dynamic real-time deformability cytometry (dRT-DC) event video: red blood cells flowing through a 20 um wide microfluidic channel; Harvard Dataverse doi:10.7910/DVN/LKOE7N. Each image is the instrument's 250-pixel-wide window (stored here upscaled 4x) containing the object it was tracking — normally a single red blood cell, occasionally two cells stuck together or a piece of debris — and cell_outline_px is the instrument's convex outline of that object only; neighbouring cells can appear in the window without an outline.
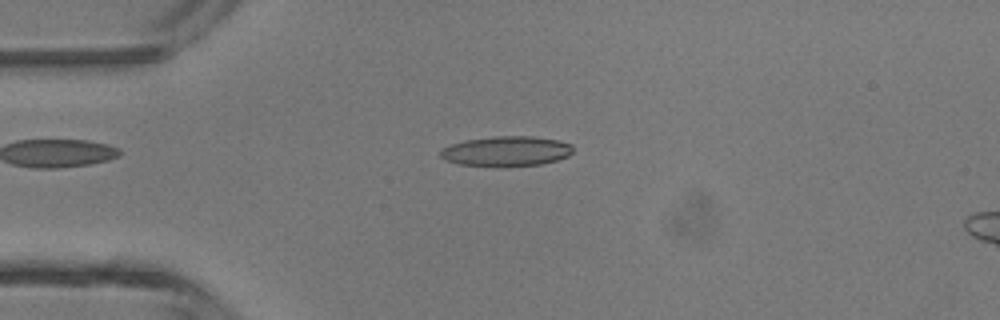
{"species": "common noctule bat (a hibernating species)", "species_latin": "Nyctalus noctula", "temperature_condition": "room temperature", "stored_images_in_passage": 3, "camera_frame_rate_fps": 3000, "um_per_image_px": 0.085, "animal": {"sex": "male", "body_mass_g": 13.3}, "frame": {"image": 1, "passage_image": 2, "time_ms": 0.333, "image_size_px": [1000, 320], "cell_outline_px": [[572, 152], [568, 156], [556, 160], [540, 164], [456, 164], [444, 160], [440, 156], [440, 152], [444, 148], [452, 144], [464, 140], [496, 136], [532, 136], [560, 140], [572, 144]], "centroid_in_image_um": [43.06, 12.81], "position_along_channel_um": 41.9, "area_um2": 22.43}}